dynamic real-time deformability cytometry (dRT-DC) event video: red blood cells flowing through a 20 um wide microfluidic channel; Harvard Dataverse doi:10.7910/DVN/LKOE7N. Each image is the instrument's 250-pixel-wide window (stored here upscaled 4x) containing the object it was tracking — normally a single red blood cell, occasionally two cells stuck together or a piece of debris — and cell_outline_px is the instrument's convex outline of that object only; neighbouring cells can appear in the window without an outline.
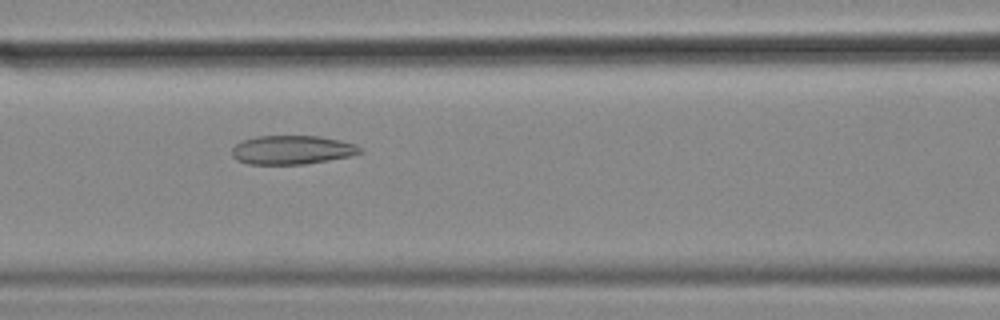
{"species": "common noctule bat (a hibernating species)", "species_latin": "Nyctalus noctula", "temperature_condition": "cold", "stored_images_in_passage": 56, "camera_frame_rate_fps": 3000, "um_per_image_px": 0.085, "animal": {"sex": "female", "body_mass_g": 18.4}, "frame": {"image": 1, "passage_image": 24, "time_ms": 7.667, "image_size_px": [1000, 320], "cell_outline_px": [[364, 152], [352, 156], [304, 164], [248, 164], [236, 160], [232, 156], [232, 148], [236, 144], [244, 140], [256, 136], [320, 136], [340, 140], [356, 144], [364, 148]], "centroid_in_image_um": [24.87, 12.74], "position_along_channel_um": 141.7, "area_um2": 21.73}}
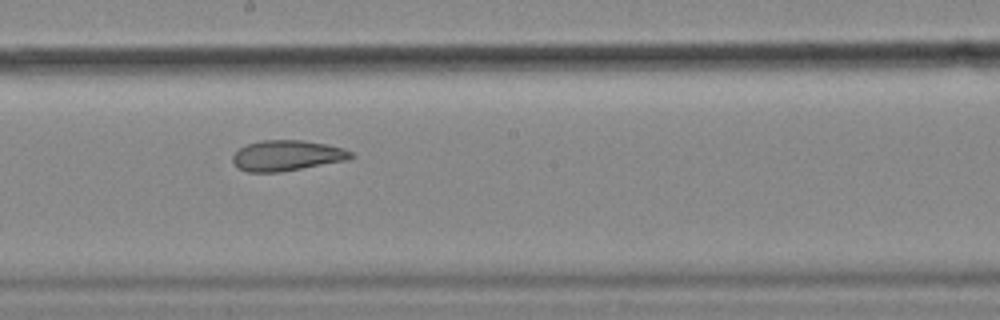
{"frame": {"image": 2, "passage_image": 31, "time_ms": 10.0, "image_size_px": [1000, 320], "cell_outline_px": [[356, 156], [348, 160], [280, 172], [248, 172], [240, 168], [232, 160], [232, 156], [240, 148], [248, 144], [260, 140], [304, 140], [344, 148], [352, 152]], "centroid_in_image_um": [24.43, 13.22], "position_along_channel_um": 223.8, "area_um2": 20.98}}
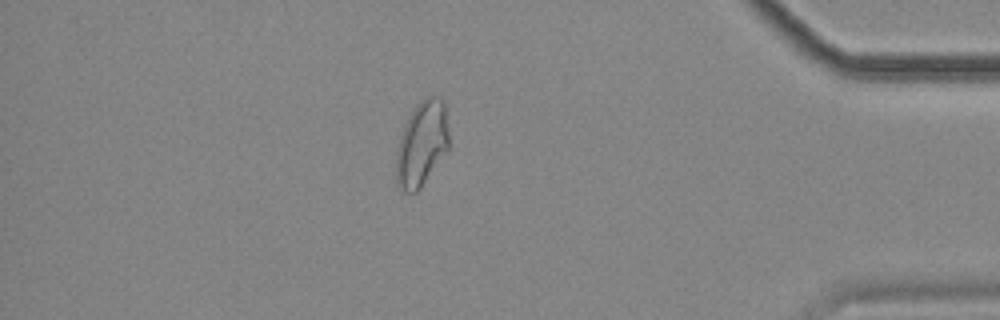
{"frame": {"image": 3, "passage_image": 49, "time_ms": 16.0, "image_size_px": [1000, 320], "cell_outline_px": [[448, 148], [420, 188], [416, 192], [400, 192], [396, 188], [396, 148], [404, 124], [412, 108], [424, 96], [432, 92], [440, 96], [444, 100], [448, 128]], "centroid_in_image_um": [35.82, 12.16], "position_along_channel_um": 399.4, "area_um2": 26.76}, "authors_computed_cell_mechanics": {"area_um2": 25.9522, "velocity_mm_per_s": 3.5344, "shape_relaxation_time_tau1_ms": null, "shape_relaxation_time_tau2_ms": 2.3632, "deformation_change_tau1": null, "deformation_change_tau2": 0.0868}}